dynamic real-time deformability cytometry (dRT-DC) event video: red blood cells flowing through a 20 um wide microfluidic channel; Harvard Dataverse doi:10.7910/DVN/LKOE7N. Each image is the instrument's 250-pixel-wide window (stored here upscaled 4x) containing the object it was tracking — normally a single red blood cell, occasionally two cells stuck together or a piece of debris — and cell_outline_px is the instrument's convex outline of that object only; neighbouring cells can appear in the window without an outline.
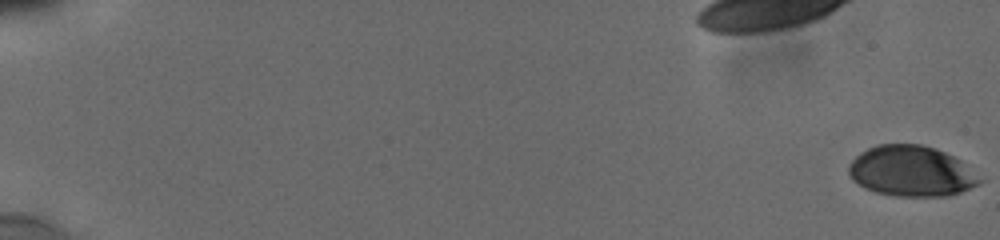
{"species": "human", "species_latin": "Homo sapiens", "temperature_condition": "cold", "stored_images_in_passage": 21, "camera_frame_rate_fps": 3000, "um_per_image_px": 0.085, "donor": {"sex": "male"}, "frame": {"image": 1, "passage_image": 1, "time_ms": 0.0, "image_size_px": [1000, 240], "cell_outline_px": [[984, 180], [980, 184], [960, 192], [948, 196], [896, 196], [876, 192], [864, 188], [852, 180], [848, 172], [848, 164], [860, 152], [876, 144], [920, 144], [936, 148], [960, 160]], "centroid_in_image_um": [77.45, 14.55], "position_along_channel_um": 7.6, "area_um2": 38.78}}
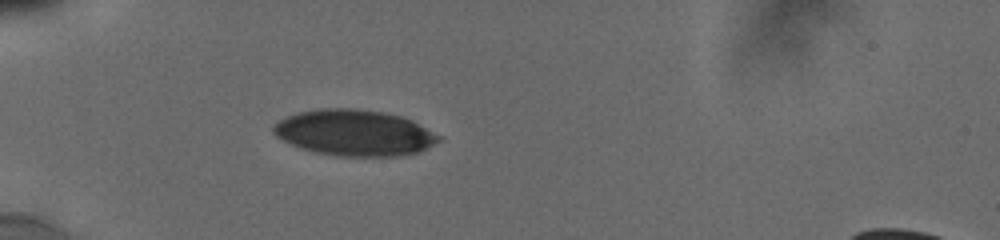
{"frame": {"image": 2, "passage_image": 21, "time_ms": 6.333, "image_size_px": [1000, 240], "cell_outline_px": [[444, 140], [428, 148], [416, 152], [400, 156], [336, 156], [316, 152], [300, 148], [276, 136], [272, 132], [272, 128], [280, 120], [296, 112], [316, 108], [356, 108], [384, 112], [400, 116], [412, 120], [444, 136]], "centroid_in_image_um": [30.18, 11.28], "position_along_channel_um": 54.8, "area_um2": 44.74}}